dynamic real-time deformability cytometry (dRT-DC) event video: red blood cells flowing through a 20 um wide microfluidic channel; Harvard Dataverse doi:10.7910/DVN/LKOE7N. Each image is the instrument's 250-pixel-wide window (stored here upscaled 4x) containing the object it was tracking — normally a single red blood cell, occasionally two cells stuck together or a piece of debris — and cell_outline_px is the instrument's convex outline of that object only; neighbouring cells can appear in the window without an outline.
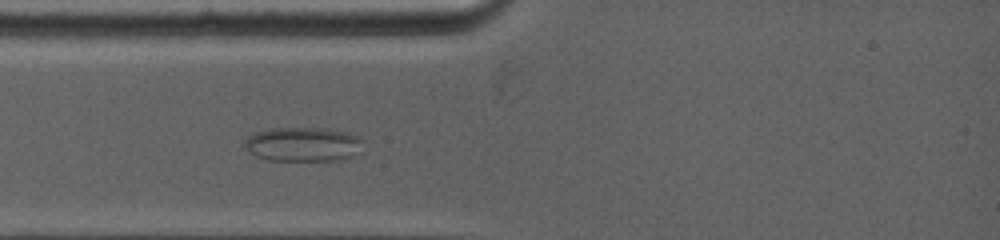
{"species": "common noctule bat (a hibernating species)", "species_latin": "Nyctalus noctula", "temperature_condition": "warm", "stored_images_in_passage": 49, "camera_frame_rate_fps": 5000, "um_per_image_px": 0.085, "animal": {"sex": "female", "body_mass_g": 19.0, "forearm_length_mm": 53.3}, "frame": {"image": 1, "passage_image": 3, "time_ms": 0.8, "image_size_px": [1000, 240], "cell_outline_px": [[364, 140], [344, 160], [268, 160], [256, 156], [248, 152], [244, 144], [244, 140], [248, 136], [256, 132], [272, 128], [328, 128], [360, 136]], "centroid_in_image_um": [25.68, 12.25], "position_along_channel_um": 59.3, "area_um2": 23.35}}
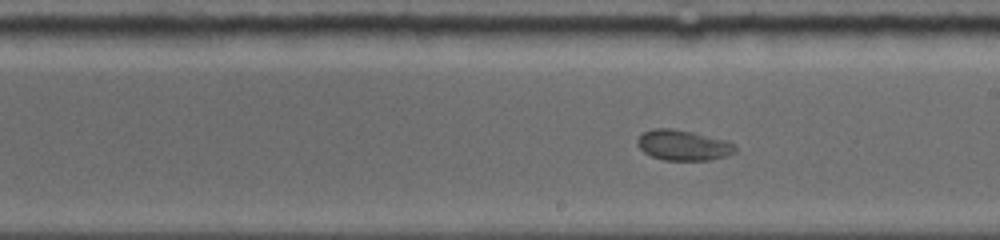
{"frame": {"image": 2, "passage_image": 24, "time_ms": 5.2, "image_size_px": [1000, 240], "cell_outline_px": [[736, 152], [724, 156], [708, 160], [664, 160], [652, 156], [644, 152], [636, 144], [636, 140], [644, 132], [652, 128], [672, 128], [692, 132], [724, 140], [736, 144]], "centroid_in_image_um": [58.05, 12.34], "position_along_channel_um": 231.0, "area_um2": 17.22}}
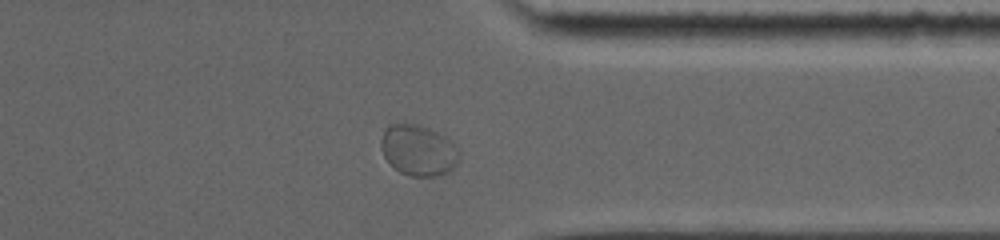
{"frame": {"image": 3, "passage_image": 43, "time_ms": 9.0, "image_size_px": [1000, 240], "cell_outline_px": [[460, 156], [456, 164], [448, 172], [436, 176], [408, 176], [400, 172], [384, 156], [380, 144], [380, 140], [384, 128], [388, 124], [404, 120], [432, 128], [440, 132], [452, 140], [456, 144], [460, 152]], "centroid_in_image_um": [35.56, 12.7], "position_along_channel_um": 375.8, "area_um2": 23.99}}